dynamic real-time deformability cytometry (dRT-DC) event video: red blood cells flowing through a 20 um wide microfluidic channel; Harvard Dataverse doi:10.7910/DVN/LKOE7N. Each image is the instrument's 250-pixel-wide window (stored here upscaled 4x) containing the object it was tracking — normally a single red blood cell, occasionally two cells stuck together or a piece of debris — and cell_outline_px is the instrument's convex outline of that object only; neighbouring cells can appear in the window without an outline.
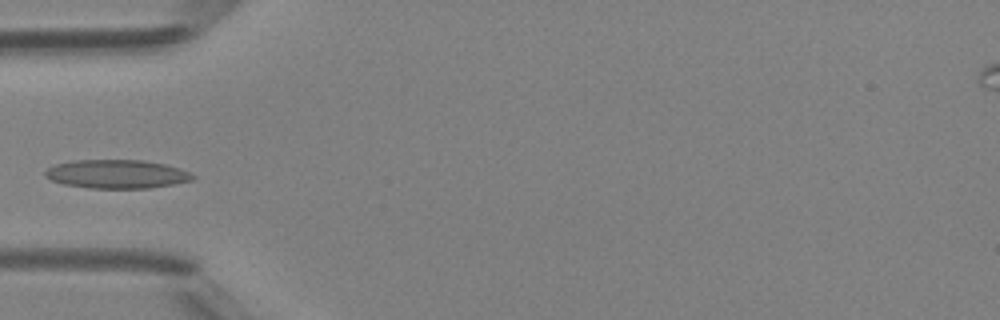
{"species": "Egyptian fruit bat (a non-hibernating species)", "species_latin": "Rousettus aegyptiacus", "temperature_condition": "room temperature", "stored_images_in_passage": 4, "camera_frame_rate_fps": 3000, "um_per_image_px": 0.085, "animal": {"sex": "female"}, "frame": {"image": 1, "passage_image": 2, "time_ms": 1.333, "image_size_px": [1000, 320], "cell_outline_px": [[196, 176], [192, 180], [172, 184], [148, 188], [88, 188], [64, 184], [52, 180], [44, 176], [44, 172], [48, 168], [56, 164], [72, 160], [144, 160], [164, 164], [180, 168]], "centroid_in_image_um": [9.91, 14.79], "position_along_channel_um": 75.1, "area_um2": 24.57}}
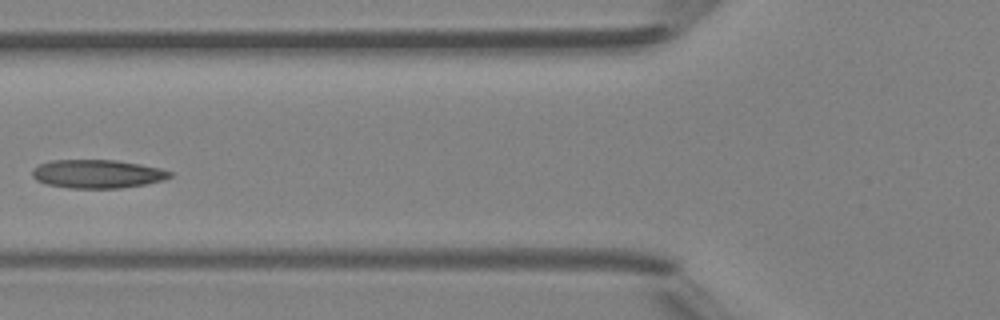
{"frame": {"image": 2, "passage_image": 3, "time_ms": 2.333, "image_size_px": [1000, 320], "cell_outline_px": [[172, 176], [164, 180], [144, 184], [120, 188], [68, 188], [48, 184], [36, 180], [32, 176], [32, 168], [40, 164], [52, 160], [116, 160], [140, 164], [160, 168], [172, 172]], "centroid_in_image_um": [8.27, 14.78], "position_along_channel_um": 117.5, "area_um2": 22.83}}
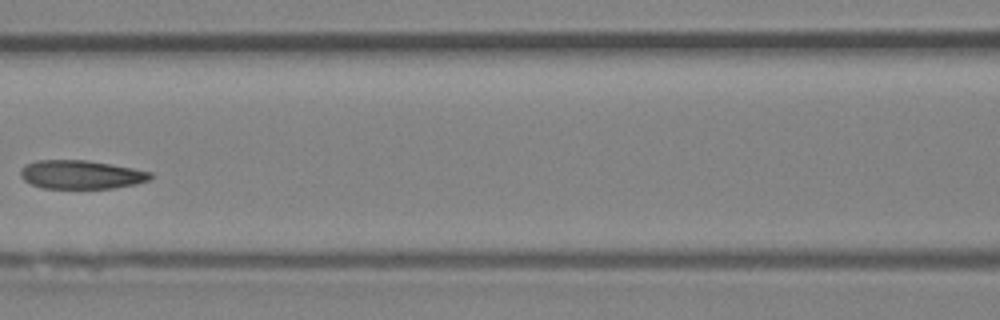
{"frame": {"image": 3, "passage_image": 4, "time_ms": 3.333, "image_size_px": [1000, 320], "cell_outline_px": [[152, 180], [136, 184], [112, 188], [40, 188], [24, 180], [20, 176], [20, 172], [28, 164], [40, 160], [88, 160], [112, 164], [152, 172]], "centroid_in_image_um": [6.95, 14.84], "position_along_channel_um": 159.7, "area_um2": 21.62}}